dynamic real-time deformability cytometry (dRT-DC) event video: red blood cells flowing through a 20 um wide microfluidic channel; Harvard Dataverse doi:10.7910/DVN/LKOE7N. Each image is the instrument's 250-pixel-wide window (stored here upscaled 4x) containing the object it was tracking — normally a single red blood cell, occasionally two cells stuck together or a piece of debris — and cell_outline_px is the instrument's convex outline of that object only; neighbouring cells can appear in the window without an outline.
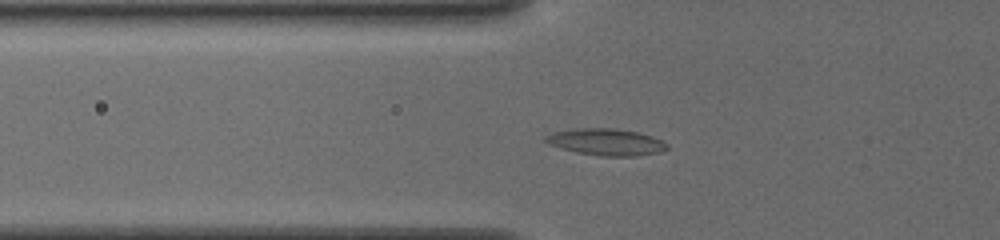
{"species": "common noctule bat (a hibernating species)", "species_latin": "Nyctalus noctula", "temperature_condition": "cold", "stored_images_in_passage": 38, "camera_frame_rate_fps": 3000, "um_per_image_px": 0.085, "animal": {"sex": "female", "body_mass_g": 19.5, "forearm_length_mm": 54.1}, "frame": {"image": 1, "passage_image": 4, "time_ms": 1.0, "image_size_px": [1000, 240], "cell_outline_px": [[668, 148], [660, 152], [636, 156], [600, 156], [576, 152], [560, 148], [548, 144], [544, 140], [544, 136], [552, 132], [580, 128], [616, 128], [636, 132], [652, 136], [668, 144]], "centroid_in_image_um": [51.49, 12.07], "position_along_channel_um": 74.3, "area_um2": 18.96}}
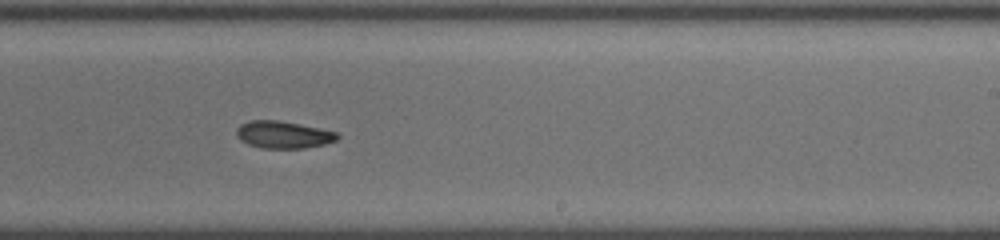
{"frame": {"image": 2, "passage_image": 19, "time_ms": 6.0, "image_size_px": [1000, 240], "cell_outline_px": [[340, 136], [336, 140], [324, 144], [304, 148], [264, 148], [248, 144], [240, 140], [236, 136], [236, 128], [240, 124], [252, 120], [280, 120], [320, 128], [336, 132]], "centroid_in_image_um": [24.06, 11.44], "position_along_channel_um": 264.9, "area_um2": 16.01}}
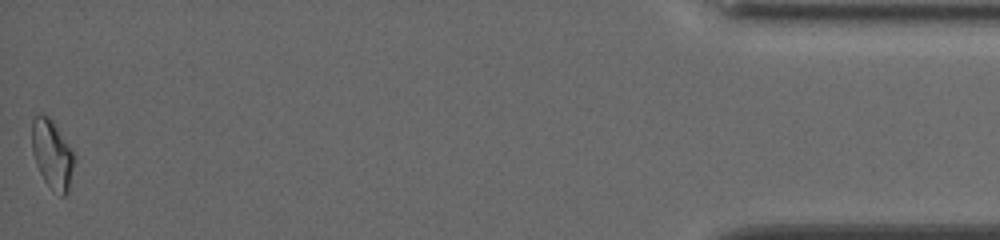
{"frame": {"image": 3, "passage_image": 38, "time_ms": 12.333, "image_size_px": [1000, 240], "cell_outline_px": [[76, 156], [68, 192], [64, 196], [60, 196], [44, 180], [36, 164], [32, 152], [32, 120], [40, 112], [48, 116], [52, 120]], "centroid_in_image_um": [4.44, 13.11], "position_along_channel_um": 430.8, "area_um2": 16.94}, "authors_computed_cell_mechanics": {"area_um2": 16.2996, "velocity_mm_per_s": 3.8456, "shape_relaxation_time_tau1_ms": 6.512, "shape_relaxation_time_tau2_ms": null, "deformation_change_tau1": 0.1468, "deformation_change_tau2": null}}